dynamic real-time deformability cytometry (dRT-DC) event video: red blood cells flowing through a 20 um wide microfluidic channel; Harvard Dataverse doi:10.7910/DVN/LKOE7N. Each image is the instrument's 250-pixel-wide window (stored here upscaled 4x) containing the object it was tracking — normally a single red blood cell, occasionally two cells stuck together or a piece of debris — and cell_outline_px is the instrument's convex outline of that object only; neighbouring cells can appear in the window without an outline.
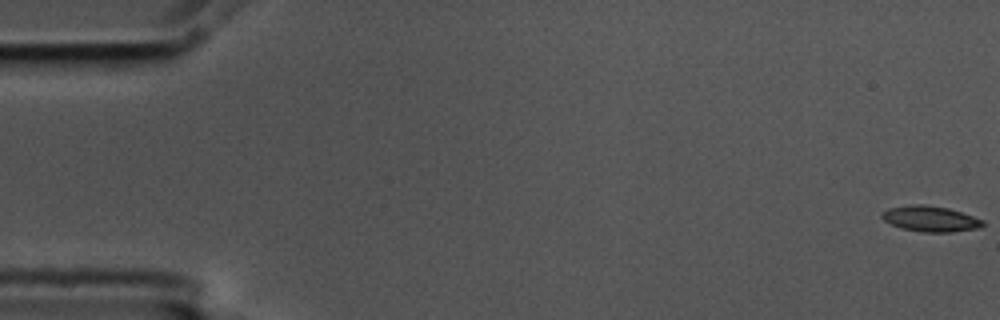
{"species": "common noctule bat (a hibernating species)", "species_latin": "Nyctalus noctula", "temperature_condition": "cold", "stored_images_in_passage": 3, "camera_frame_rate_fps": 3000, "um_per_image_px": 0.085, "animal": {"sex": "male", "body_mass_g": 17.5, "forearm_length_mm": 52.3}, "frame": {"image": 1, "passage_image": 1, "time_ms": 0.0, "image_size_px": [1000, 320], "cell_outline_px": [[984, 224], [980, 228], [952, 232], [920, 232], [900, 228], [884, 220], [880, 216], [888, 208], [912, 204], [924, 204], [948, 208], [984, 220]], "centroid_in_image_um": [79.08, 18.6], "position_along_channel_um": 5.9, "area_um2": 15.09}}